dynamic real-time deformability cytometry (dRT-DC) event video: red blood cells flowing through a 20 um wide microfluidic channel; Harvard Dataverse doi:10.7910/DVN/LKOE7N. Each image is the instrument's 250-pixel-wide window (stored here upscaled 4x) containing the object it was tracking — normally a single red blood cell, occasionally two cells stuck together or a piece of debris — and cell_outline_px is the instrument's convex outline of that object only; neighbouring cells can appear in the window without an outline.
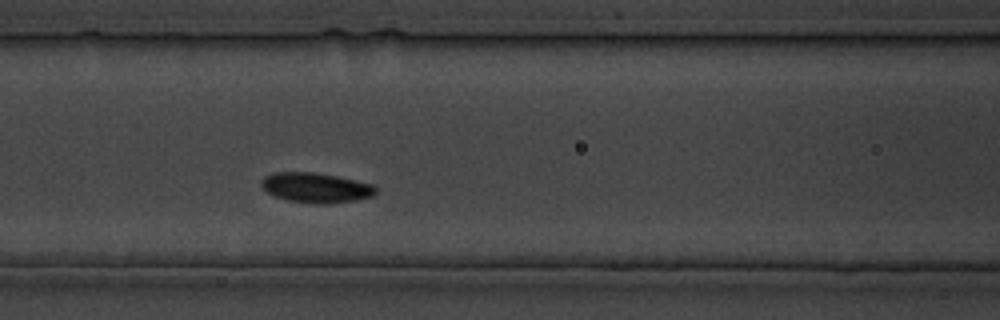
{"species": "common noctule bat (a hibernating species)", "species_latin": "Nyctalus noctula", "temperature_condition": "cold", "stored_images_in_passage": 24, "camera_frame_rate_fps": 3000, "um_per_image_px": 0.085, "animal": {"sex": "male", "body_mass_g": 19.5, "forearm_length_mm": 54.6}, "frame": {"image": 1, "passage_image": 5, "time_ms": 5.667, "image_size_px": [1000, 320], "cell_outline_px": [[376, 192], [372, 196], [356, 200], [332, 204], [316, 204], [288, 200], [272, 196], [260, 184], [260, 180], [264, 176], [272, 172], [312, 172], [336, 176], [372, 184], [376, 188]], "centroid_in_image_um": [26.81, 15.96], "position_along_channel_um": 139.8, "area_um2": 20.06}}
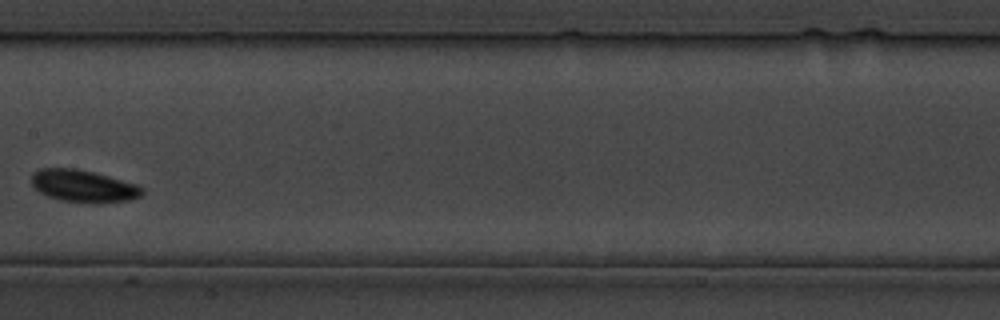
{"frame": {"image": 2, "passage_image": 8, "time_ms": 10.0, "image_size_px": [1000, 320], "cell_outline_px": [[144, 192], [140, 196], [128, 200], [100, 204], [92, 204], [60, 200], [48, 196], [40, 192], [32, 184], [32, 172], [40, 168], [76, 168], [96, 172], [136, 184], [144, 188]], "centroid_in_image_um": [7.1, 15.82], "position_along_channel_um": 200.3, "area_um2": 21.1}}
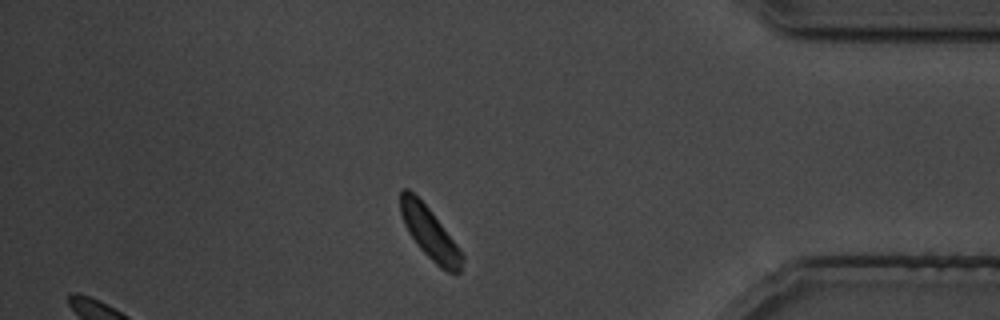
{"frame": {"image": 3, "passage_image": 19, "time_ms": 26.0, "image_size_px": [1000, 320], "cell_outline_px": [[464, 260], [460, 272], [448, 272], [440, 268], [416, 244], [408, 232], [404, 224], [400, 212], [400, 188], [408, 188], [432, 212], [456, 244], [464, 256]], "centroid_in_image_um": [36.51, 19.81], "position_along_channel_um": 398.7, "area_um2": 18.38}}